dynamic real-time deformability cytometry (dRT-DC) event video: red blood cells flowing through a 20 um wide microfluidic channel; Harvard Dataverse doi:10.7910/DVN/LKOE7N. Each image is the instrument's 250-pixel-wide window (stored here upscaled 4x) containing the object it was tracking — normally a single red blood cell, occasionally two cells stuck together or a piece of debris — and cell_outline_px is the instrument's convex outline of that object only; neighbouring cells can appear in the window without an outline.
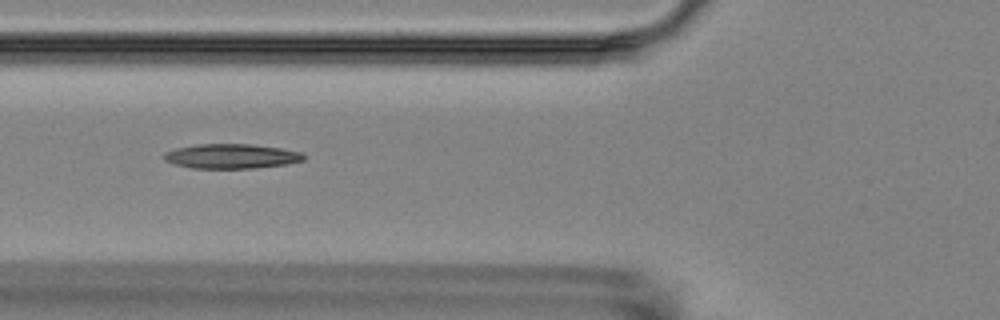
{"species": "Egyptian fruit bat (a non-hibernating species)", "species_latin": "Rousettus aegyptiacus", "temperature_condition": "room temperature", "stored_images_in_passage": 6, "camera_frame_rate_fps": 3000, "um_per_image_px": 0.085, "animal": {"sex": "female"}, "frame": {"image": 1, "passage_image": 4, "time_ms": 3.333, "image_size_px": [1000, 320], "cell_outline_px": [[304, 160], [284, 164], [252, 168], [192, 168], [176, 164], [164, 160], [164, 152], [176, 148], [196, 144], [252, 144], [280, 148], [300, 152], [304, 156]], "centroid_in_image_um": [19.63, 13.27], "position_along_channel_um": 106.2, "area_um2": 19.83}}
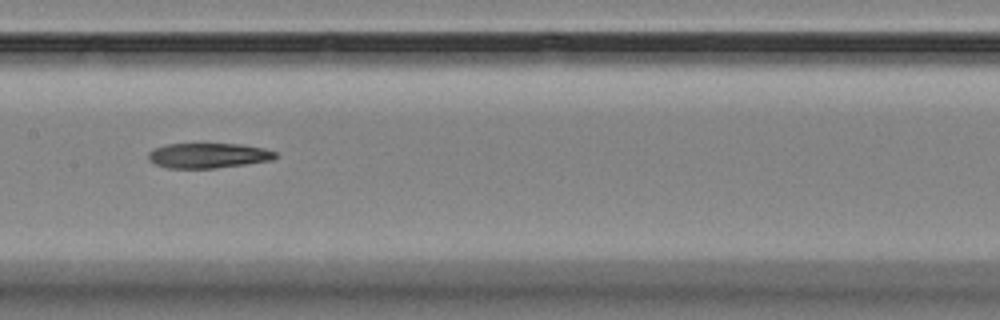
{"frame": {"image": 2, "passage_image": 6, "time_ms": 5.667, "image_size_px": [1000, 320], "cell_outline_px": [[276, 156], [272, 160], [216, 168], [168, 168], [156, 164], [148, 156], [148, 152], [152, 148], [168, 144], [240, 144], [264, 148], [276, 152]], "centroid_in_image_um": [17.7, 13.21], "position_along_channel_um": 189.7, "area_um2": 18.38}}